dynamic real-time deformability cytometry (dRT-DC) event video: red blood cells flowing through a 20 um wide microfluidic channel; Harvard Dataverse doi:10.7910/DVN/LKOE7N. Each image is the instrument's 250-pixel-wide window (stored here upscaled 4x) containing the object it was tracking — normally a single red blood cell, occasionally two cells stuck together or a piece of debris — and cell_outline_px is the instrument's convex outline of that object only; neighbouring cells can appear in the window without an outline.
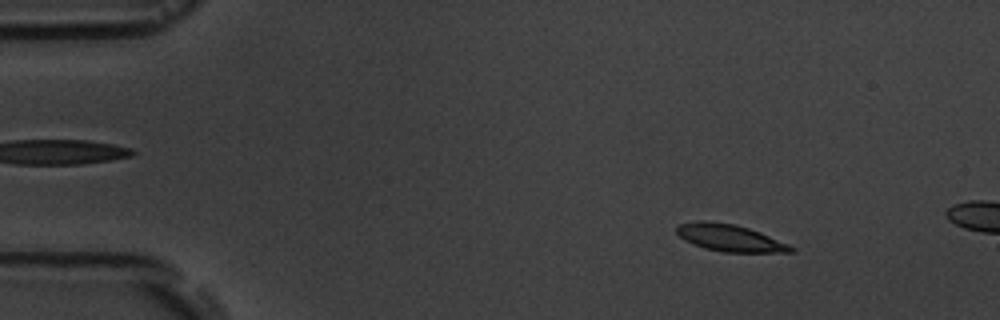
{"species": "common noctule bat (a hibernating species)", "species_latin": "Nyctalus noctula", "temperature_condition": "room temperature", "stored_images_in_passage": 4, "camera_frame_rate_fps": 3000, "um_per_image_px": 0.085, "animal": {"sex": "male", "body_mass_g": 19.5, "forearm_length_mm": 54.6}, "frame": {"image": 1, "passage_image": 2, "time_ms": 1.0, "image_size_px": [1000, 320], "cell_outline_px": [[796, 252], [724, 252], [704, 248], [684, 240], [676, 232], [676, 228], [680, 224], [696, 220], [708, 220], [736, 224], [760, 232], [788, 244], [796, 248]], "centroid_in_image_um": [62.03, 20.21], "position_along_channel_um": 23.0, "area_um2": 18.03}}